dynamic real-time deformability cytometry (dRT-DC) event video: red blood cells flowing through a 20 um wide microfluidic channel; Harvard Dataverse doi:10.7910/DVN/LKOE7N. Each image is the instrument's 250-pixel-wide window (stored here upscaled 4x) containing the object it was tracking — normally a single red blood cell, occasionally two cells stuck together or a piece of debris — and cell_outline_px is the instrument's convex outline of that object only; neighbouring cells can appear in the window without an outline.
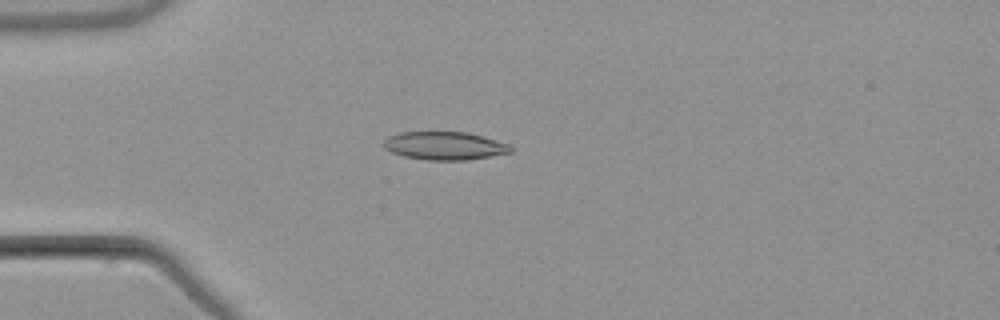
{"species": "common noctule bat (a hibernating species)", "species_latin": "Nyctalus noctula", "temperature_condition": "warm", "stored_images_in_passage": 4, "camera_frame_rate_fps": 3000, "um_per_image_px": 0.085, "animal": {"sex": "male", "body_mass_g": 21.5, "forearm_length_mm": 52.0}, "frame": {"image": 1, "passage_image": 4, "time_ms": 4.333, "image_size_px": [1000, 320], "cell_outline_px": [[512, 152], [468, 160], [428, 160], [404, 156], [392, 152], [384, 148], [384, 140], [388, 136], [400, 132], [468, 132], [508, 144], [512, 148]], "centroid_in_image_um": [37.77, 12.39], "position_along_channel_um": 47.2, "area_um2": 20.69}}